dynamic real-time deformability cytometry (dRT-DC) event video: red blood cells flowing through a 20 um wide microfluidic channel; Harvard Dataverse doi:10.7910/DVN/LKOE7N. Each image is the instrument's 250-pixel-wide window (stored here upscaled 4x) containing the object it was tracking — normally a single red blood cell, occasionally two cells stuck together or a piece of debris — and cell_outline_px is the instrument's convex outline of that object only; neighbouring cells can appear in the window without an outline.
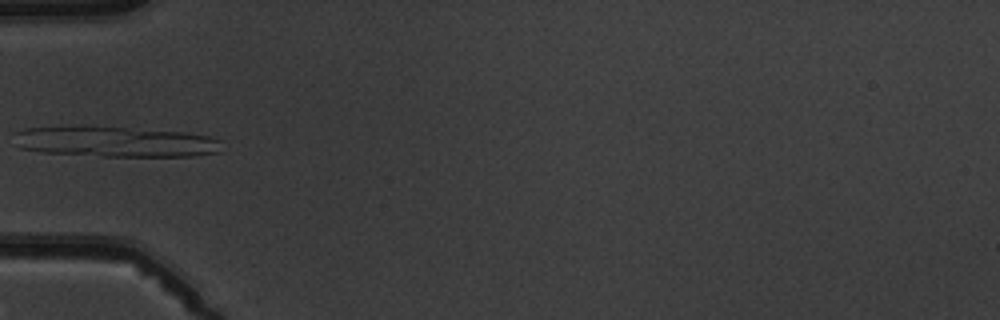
{"species": "common noctule bat (a hibernating species)", "species_latin": "Nyctalus noctula", "temperature_condition": "warm", "stored_images_in_passage": 7, "camera_frame_rate_fps": 3000, "um_per_image_px": 0.085, "animal": {"sex": "male", "body_mass_g": 19.5, "forearm_length_mm": 54.6}, "frame": {"image": 1, "passage_image": 6, "time_ms": 6.0, "image_size_px": [1000, 320], "cell_outline_px": [[220, 152], [192, 156], [100, 156], [44, 152], [20, 148], [12, 132], [24, 128], [84, 124], [184, 132], [208, 136], [220, 140]], "centroid_in_image_um": [9.73, 12.01], "position_along_channel_um": 75.3, "area_um2": 37.69}}